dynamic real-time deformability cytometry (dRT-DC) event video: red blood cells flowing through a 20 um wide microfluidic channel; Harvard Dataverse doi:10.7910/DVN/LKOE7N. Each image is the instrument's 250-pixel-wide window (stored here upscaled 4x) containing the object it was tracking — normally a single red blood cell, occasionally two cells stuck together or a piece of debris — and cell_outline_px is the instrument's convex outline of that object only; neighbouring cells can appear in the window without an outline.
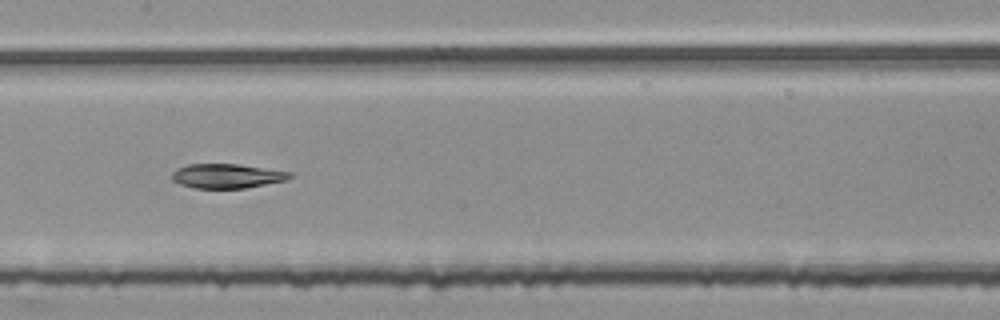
{"species": "common noctule bat (a hibernating species)", "species_latin": "Nyctalus noctula", "temperature_condition": "room temperature", "stored_images_in_passage": 54, "segment_of_instrument_passage": [2, 2], "camera_frame_rate_fps": 3000, "um_per_image_px": 0.085, "animal": {"sex": "female", "body_mass_g": 25.1}, "frame": {"image": 1, "passage_image": 27, "time_ms": 8.667, "image_size_px": [1000, 320], "cell_outline_px": [[292, 176], [288, 180], [244, 188], [196, 188], [180, 184], [172, 180], [172, 172], [188, 164], [236, 164], [292, 172]], "centroid_in_image_um": [19.31, 14.96], "position_along_channel_um": 188.1, "area_um2": 16.59}}
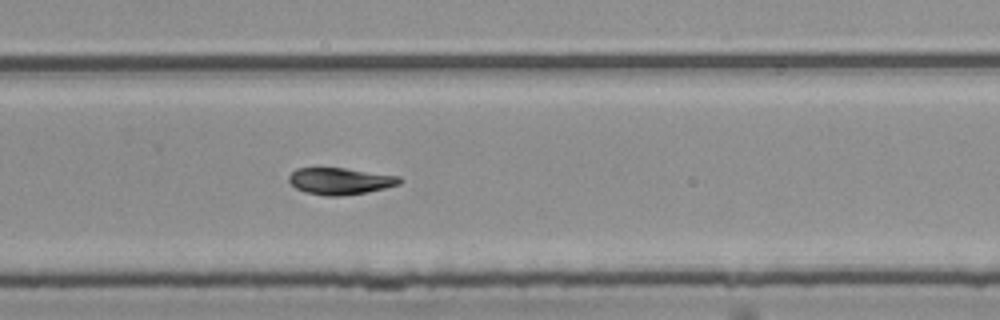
{"frame": {"image": 2, "passage_image": 36, "time_ms": 11.667, "image_size_px": [1000, 320], "cell_outline_px": [[404, 180], [400, 184], [368, 192], [340, 196], [328, 196], [304, 192], [296, 188], [288, 180], [288, 176], [296, 168], [344, 168], [400, 176]], "centroid_in_image_um": [28.93, 15.39], "position_along_channel_um": 300.9, "area_um2": 17.28}}
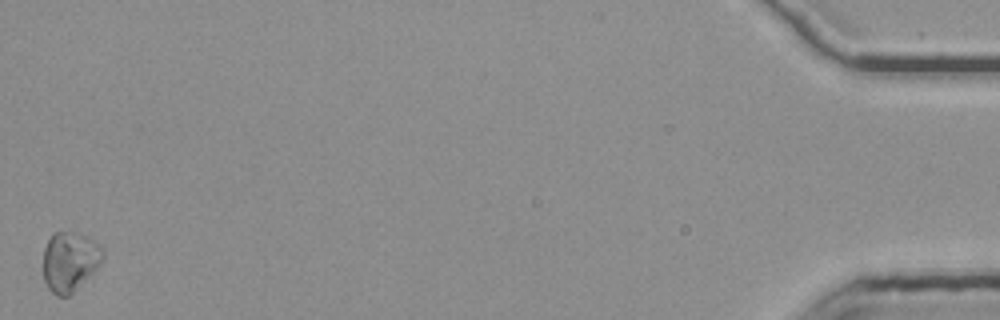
{"frame": {"image": 3, "passage_image": 54, "time_ms": 17.667, "image_size_px": [1000, 320], "cell_outline_px": [[104, 256], [100, 264], [68, 296], [56, 296], [48, 288], [44, 280], [44, 248], [48, 240], [56, 232], [80, 232], [96, 240], [104, 248]], "centroid_in_image_um": [5.95, 22.19], "position_along_channel_um": 429.2, "area_um2": 20.69}}